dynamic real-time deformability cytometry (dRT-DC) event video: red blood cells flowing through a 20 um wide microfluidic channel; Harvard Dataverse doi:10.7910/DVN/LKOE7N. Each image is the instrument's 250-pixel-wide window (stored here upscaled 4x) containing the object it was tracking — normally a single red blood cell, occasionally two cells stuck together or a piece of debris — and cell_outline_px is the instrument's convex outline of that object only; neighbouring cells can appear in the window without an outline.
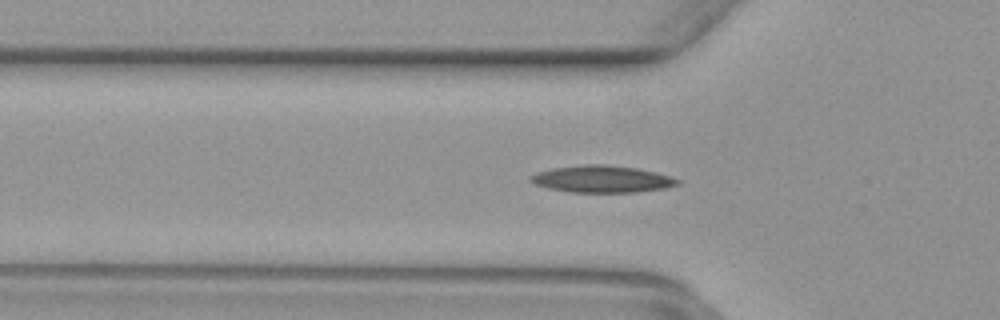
{"species": "common noctule bat (a hibernating species)", "species_latin": "Nyctalus noctula", "temperature_condition": "warm", "stored_images_in_passage": 41, "camera_frame_rate_fps": 3000, "um_per_image_px": 0.085, "animal": {"sex": "female", "body_mass_g": 29.2, "forearm_length_mm": 56.3}, "frame": {"image": 1, "passage_image": 6, "time_ms": 1.667, "image_size_px": [1000, 320], "cell_outline_px": [[680, 184], [664, 188], [636, 192], [572, 192], [548, 188], [532, 184], [528, 180], [528, 176], [536, 172], [552, 168], [584, 164], [604, 164], [636, 168], [656, 172], [680, 180]], "centroid_in_image_um": [51.1, 15.21], "position_along_channel_um": 74.7, "area_um2": 23.18}}
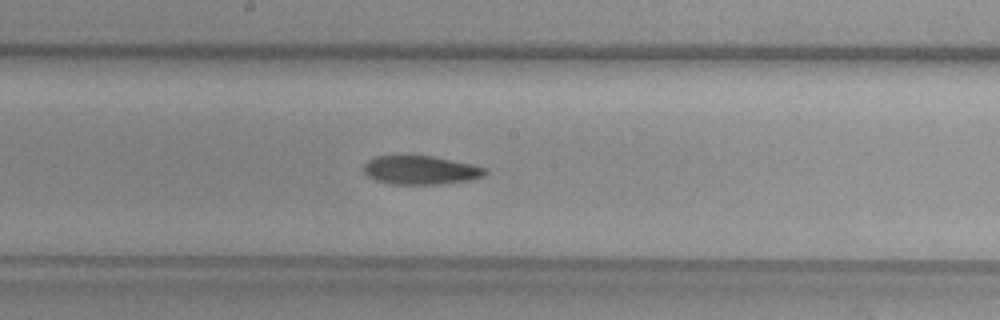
{"frame": {"image": 2, "passage_image": 16, "time_ms": 5.0, "image_size_px": [1000, 320], "cell_outline_px": [[488, 172], [484, 176], [472, 180], [440, 184], [392, 184], [376, 180], [368, 176], [364, 172], [364, 164], [368, 160], [376, 156], [432, 156], [472, 164], [488, 168]], "centroid_in_image_um": [35.8, 14.46], "position_along_channel_um": 212.4, "area_um2": 20.35}}
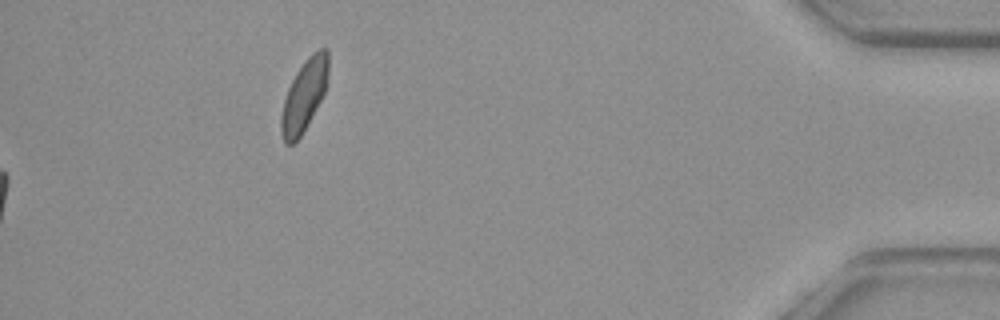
{"frame": {"image": 3, "passage_image": 41, "time_ms": 13.333, "image_size_px": [1000, 320], "cell_outline_px": [[328, 80], [324, 92], [320, 100], [300, 136], [292, 144], [284, 144], [280, 132], [280, 116], [284, 100], [288, 88], [296, 72], [304, 60], [312, 52], [320, 48], [328, 48]], "centroid_in_image_um": [25.84, 8.08], "position_along_channel_um": 409.4, "area_um2": 19.54}}